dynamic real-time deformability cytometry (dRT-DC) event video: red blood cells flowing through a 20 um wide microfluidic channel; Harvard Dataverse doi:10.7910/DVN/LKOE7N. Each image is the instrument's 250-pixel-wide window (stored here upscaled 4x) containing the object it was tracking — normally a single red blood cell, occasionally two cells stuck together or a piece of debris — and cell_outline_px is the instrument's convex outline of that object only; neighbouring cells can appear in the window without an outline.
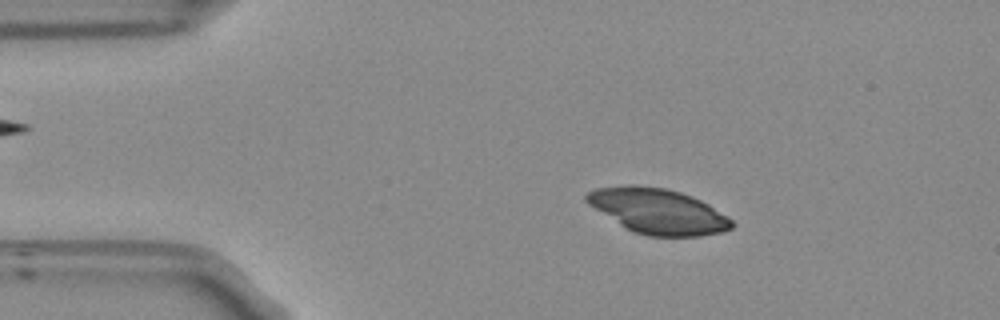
{"species": "Egyptian fruit bat (a non-hibernating species)", "species_latin": "Rousettus aegyptiacus", "temperature_condition": "room temperature", "stored_images_in_passage": 52, "camera_frame_rate_fps": 3000, "um_per_image_px": 0.085, "frame": {"image": 1, "passage_image": 8, "time_ms": 2.333, "image_size_px": [1000, 320], "cell_outline_px": [[736, 224], [732, 228], [720, 232], [700, 236], [648, 236], [632, 232], [588, 204], [584, 200], [584, 196], [588, 192], [596, 188], [628, 184], [632, 184], [664, 188], [680, 192], [692, 196], [708, 204], [728, 216]], "centroid_in_image_um": [55.92, 17.94], "position_along_channel_um": 29.1, "area_um2": 38.26}}